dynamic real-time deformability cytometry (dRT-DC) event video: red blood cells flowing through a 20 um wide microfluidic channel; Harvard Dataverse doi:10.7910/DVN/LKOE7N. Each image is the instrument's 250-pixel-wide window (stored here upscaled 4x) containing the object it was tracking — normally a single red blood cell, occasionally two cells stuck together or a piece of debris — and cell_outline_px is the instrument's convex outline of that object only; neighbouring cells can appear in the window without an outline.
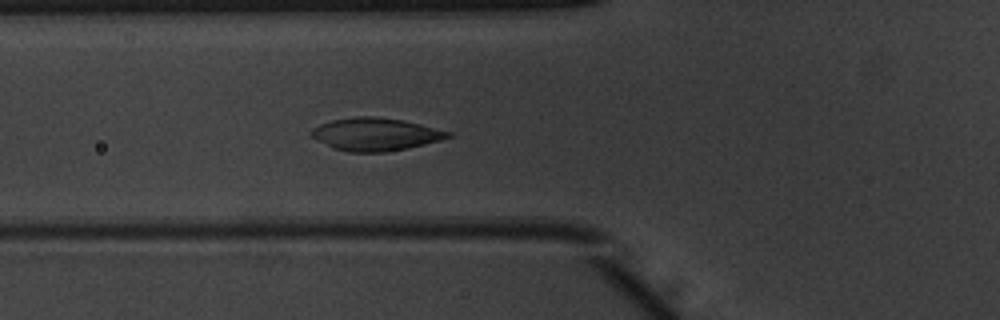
{"species": "common noctule bat (a hibernating species)", "species_latin": "Nyctalus noctula", "temperature_condition": "warm", "stored_images_in_passage": 53, "camera_frame_rate_fps": 3000, "um_per_image_px": 0.085, "animal": {"sex": "male", "body_mass_g": 20.1, "forearm_length_mm": 53.5}, "frame": {"image": 1, "passage_image": 21, "time_ms": 6.667, "image_size_px": [1000, 320], "cell_outline_px": [[452, 136], [440, 140], [424, 144], [384, 152], [348, 152], [332, 148], [308, 136], [308, 132], [312, 128], [320, 124], [332, 120], [356, 116], [376, 116], [400, 120], [420, 124], [452, 132]], "centroid_in_image_um": [31.84, 11.41], "position_along_channel_um": 94.0, "area_um2": 26.13}}
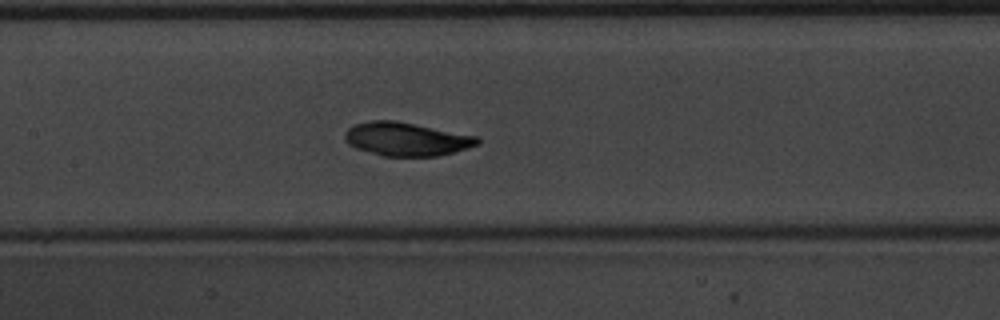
{"frame": {"image": 2, "passage_image": 27, "time_ms": 8.667, "image_size_px": [1000, 320], "cell_outline_px": [[480, 144], [468, 148], [436, 156], [384, 156], [356, 148], [348, 144], [344, 140], [344, 132], [352, 124], [372, 120], [396, 120], [480, 136]], "centroid_in_image_um": [34.55, 11.8], "position_along_channel_um": 172.9, "area_um2": 26.18}}
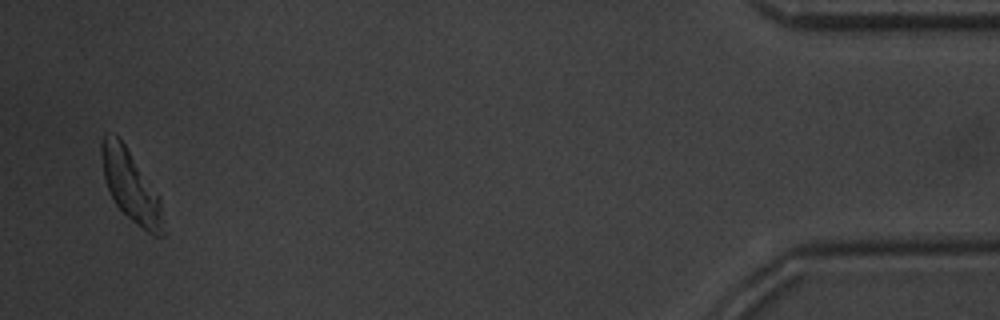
{"frame": {"image": 3, "passage_image": 52, "time_ms": 17.0, "image_size_px": [1000, 320], "cell_outline_px": [[168, 236], [152, 236], [132, 220], [116, 204], [108, 188], [104, 176], [100, 152], [100, 144], [104, 136], [116, 136], [124, 144], [160, 196], [168, 232]], "centroid_in_image_um": [11.21, 15.93], "position_along_channel_um": 424.0, "area_um2": 25.55}}